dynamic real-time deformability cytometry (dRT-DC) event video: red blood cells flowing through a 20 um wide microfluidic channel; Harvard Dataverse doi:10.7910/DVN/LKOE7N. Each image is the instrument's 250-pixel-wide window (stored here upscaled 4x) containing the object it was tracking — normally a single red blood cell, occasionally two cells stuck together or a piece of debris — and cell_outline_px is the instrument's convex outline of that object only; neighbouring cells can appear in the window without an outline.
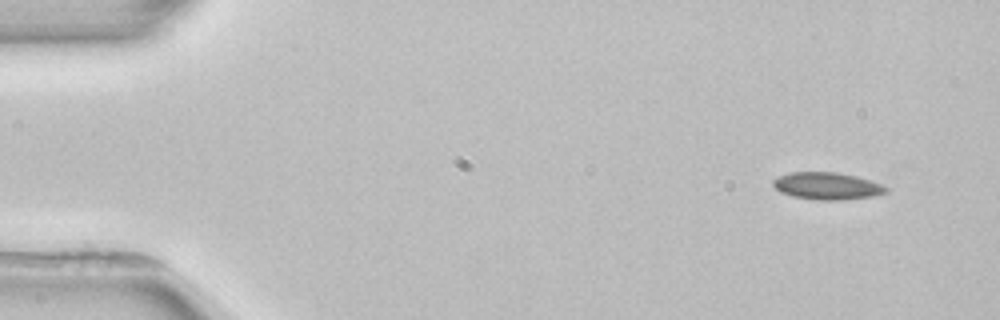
{"species": "common noctule bat (a hibernating species)", "species_latin": "Nyctalus noctula", "temperature_condition": "room temperature", "stored_images_in_passage": 4, "camera_frame_rate_fps": 3000, "um_per_image_px": 0.085, "animal": {"sex": "female", "body_mass_g": 22.7, "forearm_length_mm": 54.2}, "frame": {"image": 1, "passage_image": 1, "time_ms": 0.0, "image_size_px": [1000, 320], "cell_outline_px": [[888, 192], [872, 196], [840, 200], [820, 200], [792, 196], [780, 192], [772, 184], [772, 180], [788, 172], [836, 172], [856, 176], [880, 184], [888, 188]], "centroid_in_image_um": [70.27, 15.8], "position_along_channel_um": 14.7, "area_um2": 17.74}}
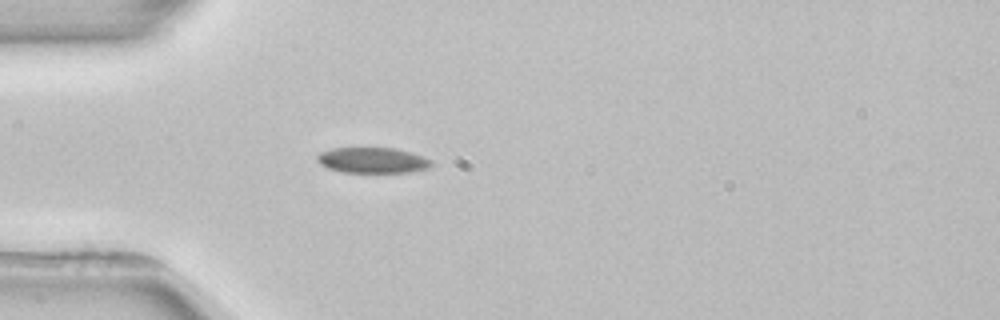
{"frame": {"image": 2, "passage_image": 4, "time_ms": 3.667, "image_size_px": [1000, 320], "cell_outline_px": [[432, 164], [428, 168], [408, 172], [344, 172], [328, 168], [320, 164], [316, 160], [316, 156], [320, 152], [332, 148], [396, 148], [432, 160]], "centroid_in_image_um": [31.62, 13.62], "position_along_channel_um": 53.4, "area_um2": 16.88}}